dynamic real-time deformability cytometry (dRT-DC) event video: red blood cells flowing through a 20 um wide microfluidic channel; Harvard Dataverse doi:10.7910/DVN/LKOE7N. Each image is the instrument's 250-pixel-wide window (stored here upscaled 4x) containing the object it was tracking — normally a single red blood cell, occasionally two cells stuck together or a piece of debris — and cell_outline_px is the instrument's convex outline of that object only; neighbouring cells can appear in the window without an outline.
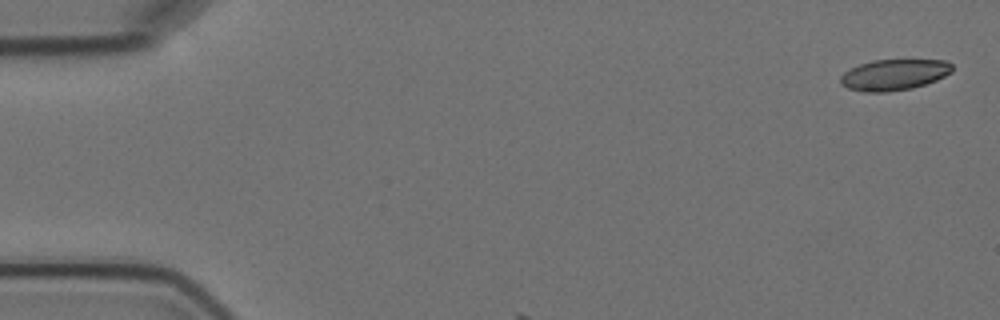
{"species": "Egyptian fruit bat (a non-hibernating species)", "species_latin": "Rousettus aegyptiacus", "temperature_condition": "cold", "stored_images_in_passage": 2, "camera_frame_rate_fps": 3000, "um_per_image_px": 0.085, "animal": {"sex": "female"}, "frame": {"image": 1, "passage_image": 2, "time_ms": 1.333, "image_size_px": [1000, 320], "cell_outline_px": [[952, 72], [936, 80], [912, 88], [888, 92], [864, 92], [848, 88], [840, 84], [840, 76], [844, 72], [860, 64], [872, 60], [944, 60], [952, 64]], "centroid_in_image_um": [75.98, 6.35], "position_along_channel_um": 9.0, "area_um2": 20.11}}